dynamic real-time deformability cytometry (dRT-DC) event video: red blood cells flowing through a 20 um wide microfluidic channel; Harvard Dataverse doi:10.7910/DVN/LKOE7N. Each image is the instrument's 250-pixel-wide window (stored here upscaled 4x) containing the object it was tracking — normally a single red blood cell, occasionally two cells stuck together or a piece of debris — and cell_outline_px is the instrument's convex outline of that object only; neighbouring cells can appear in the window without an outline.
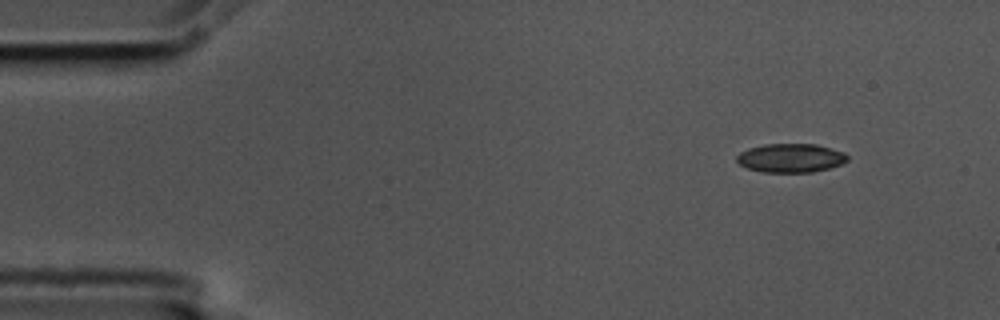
{"species": "common noctule bat (a hibernating species)", "species_latin": "Nyctalus noctula", "temperature_condition": "cold", "stored_images_in_passage": 3, "camera_frame_rate_fps": 3000, "um_per_image_px": 0.085, "animal": {"sex": "male", "body_mass_g": 17.5, "forearm_length_mm": 52.3}, "frame": {"image": 1, "passage_image": 1, "time_ms": 0.0, "image_size_px": [1000, 320], "cell_outline_px": [[848, 160], [840, 164], [828, 168], [812, 172], [764, 172], [748, 168], [740, 164], [736, 160], [736, 156], [740, 152], [748, 148], [764, 144], [816, 144], [844, 152], [848, 156]], "centroid_in_image_um": [67.2, 13.42], "position_along_channel_um": 17.8, "area_um2": 18.5}}
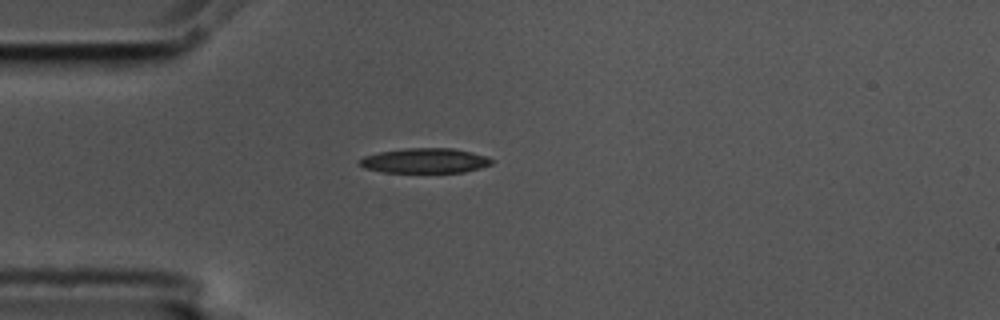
{"frame": {"image": 2, "passage_image": 3, "time_ms": 0.667, "image_size_px": [1000, 320], "cell_outline_px": [[492, 164], [480, 168], [464, 172], [380, 172], [364, 168], [356, 164], [364, 156], [380, 152], [404, 148], [452, 148], [472, 152], [488, 156], [492, 160]], "centroid_in_image_um": [36.1, 13.66], "position_along_channel_um": 48.9, "area_um2": 19.25}}